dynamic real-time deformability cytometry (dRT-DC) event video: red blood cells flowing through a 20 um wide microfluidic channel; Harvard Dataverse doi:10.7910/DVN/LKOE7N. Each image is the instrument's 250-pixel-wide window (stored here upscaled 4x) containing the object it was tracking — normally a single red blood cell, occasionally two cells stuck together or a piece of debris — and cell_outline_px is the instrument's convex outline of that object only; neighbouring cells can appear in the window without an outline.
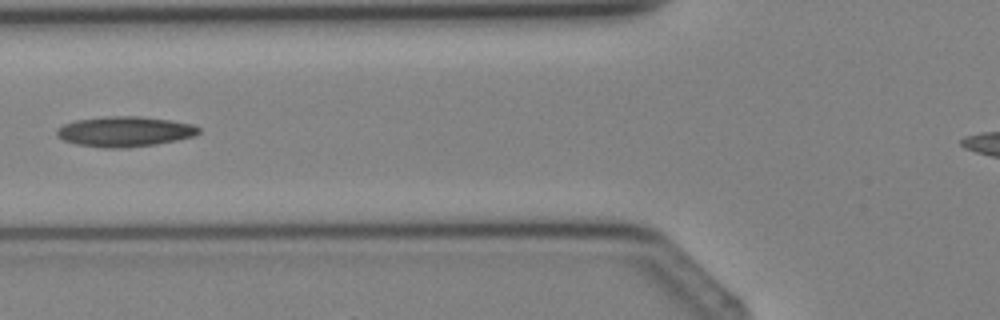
{"species": "Egyptian fruit bat (a non-hibernating species)", "species_latin": "Rousettus aegyptiacus", "temperature_condition": "cold", "stored_images_in_passage": 5, "camera_frame_rate_fps": 3000, "um_per_image_px": 0.085, "animal": {"sex": "female"}, "frame": {"image": 1, "passage_image": 5, "time_ms": 4.667, "image_size_px": [1000, 320], "cell_outline_px": [[200, 132], [196, 136], [156, 144], [120, 148], [104, 148], [76, 144], [64, 140], [56, 136], [56, 128], [64, 124], [76, 120], [108, 116], [140, 116], [168, 120], [192, 124], [200, 128]], "centroid_in_image_um": [10.59, 11.18], "position_along_channel_um": 115.2, "area_um2": 24.97}}